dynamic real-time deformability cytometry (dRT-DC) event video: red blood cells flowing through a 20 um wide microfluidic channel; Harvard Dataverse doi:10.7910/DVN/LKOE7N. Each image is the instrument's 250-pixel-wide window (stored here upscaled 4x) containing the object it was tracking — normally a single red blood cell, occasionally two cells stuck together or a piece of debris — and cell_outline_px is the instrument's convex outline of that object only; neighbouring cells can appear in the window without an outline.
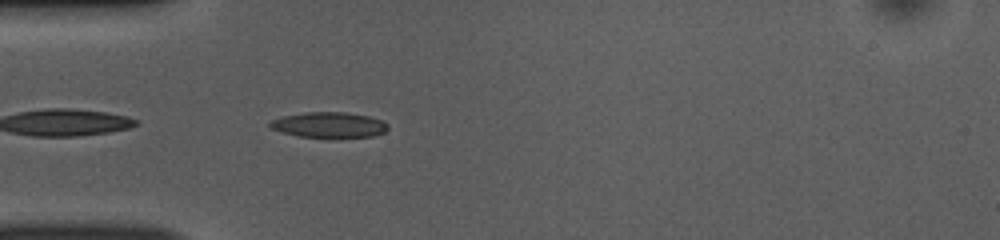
{"species": "common noctule bat (a hibernating species)", "species_latin": "Nyctalus noctula", "temperature_condition": "room temperature", "stored_images_in_passage": 5, "camera_frame_rate_fps": 3000, "um_per_image_px": 0.085, "animal": {"sex": "female", "body_mass_g": 10.0, "forearm_length_mm": 53.1}, "frame": {"image": 1, "passage_image": 2, "time_ms": 0.333, "image_size_px": [1000, 240], "cell_outline_px": [[388, 128], [384, 132], [372, 136], [300, 136], [284, 132], [272, 128], [268, 124], [268, 120], [284, 116], [304, 112], [344, 112], [368, 116], [380, 120], [388, 124]], "centroid_in_image_um": [27.94, 10.59], "position_along_channel_um": 57.1, "area_um2": 16.99}}